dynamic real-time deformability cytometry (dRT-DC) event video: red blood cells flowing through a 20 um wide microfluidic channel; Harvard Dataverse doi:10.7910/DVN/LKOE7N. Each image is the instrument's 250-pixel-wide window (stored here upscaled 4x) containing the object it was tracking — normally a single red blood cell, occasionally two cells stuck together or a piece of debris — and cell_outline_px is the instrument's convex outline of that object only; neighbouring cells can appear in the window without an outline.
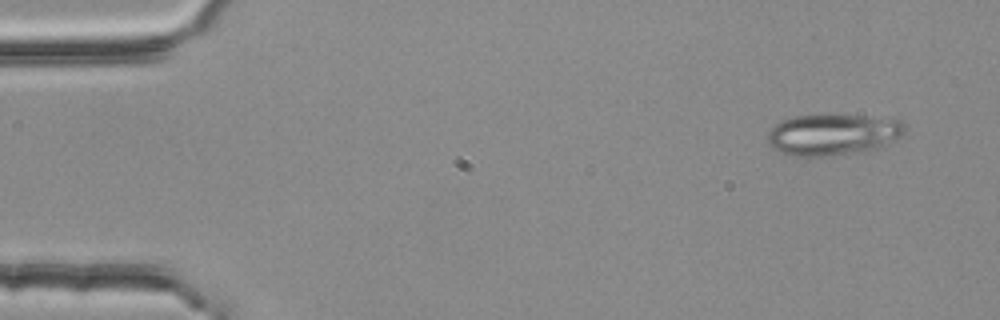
{"species": "common noctule bat (a hibernating species)", "species_latin": "Nyctalus noctula", "temperature_condition": "room temperature", "stored_images_in_passage": 4, "camera_frame_rate_fps": 3000, "um_per_image_px": 0.085, "animal": {"sex": "female", "body_mass_g": 25.1}, "frame": {"image": 1, "passage_image": 1, "time_ms": 0.0, "image_size_px": [1000, 320], "cell_outline_px": [[904, 132], [900, 136], [884, 144], [864, 152], [824, 156], [796, 156], [772, 148], [768, 144], [768, 128], [780, 120], [796, 116], [824, 112], [904, 120]], "centroid_in_image_um": [70.74, 11.39], "position_along_channel_um": 14.3, "area_um2": 33.58}}